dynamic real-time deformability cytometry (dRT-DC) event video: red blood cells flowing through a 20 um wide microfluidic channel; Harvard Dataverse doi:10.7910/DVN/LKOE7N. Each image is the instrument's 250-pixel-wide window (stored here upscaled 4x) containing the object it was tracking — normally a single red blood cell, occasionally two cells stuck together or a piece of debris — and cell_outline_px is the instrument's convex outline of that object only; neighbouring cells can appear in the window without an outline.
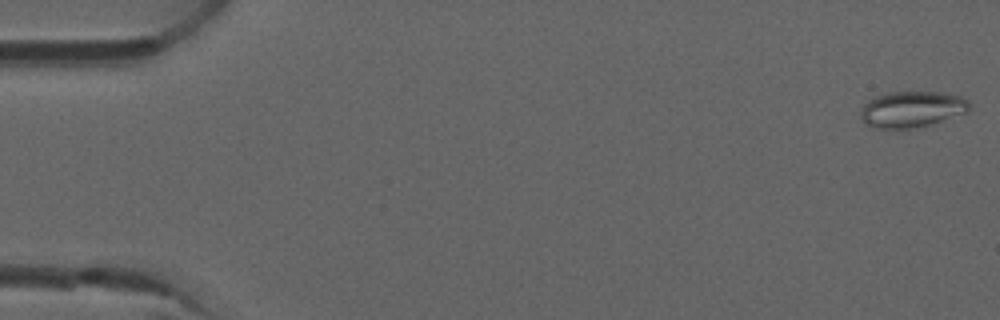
{"species": "common noctule bat (a hibernating species)", "species_latin": "Nyctalus noctula", "temperature_condition": "room temperature", "stored_images_in_passage": 5, "camera_frame_rate_fps": 3000, "um_per_image_px": 0.085, "animal": {"sex": "male", "forearm_length_mm": 52.5}, "frame": {"image": 1, "passage_image": 1, "time_ms": 0.0, "image_size_px": [1000, 320], "cell_outline_px": [[968, 112], [928, 124], [912, 128], [876, 128], [864, 124], [860, 120], [860, 112], [864, 104], [868, 100], [876, 96], [888, 92], [944, 92], [960, 96], [968, 100]], "centroid_in_image_um": [77.45, 9.28], "position_along_channel_um": 7.5, "area_um2": 22.77}}
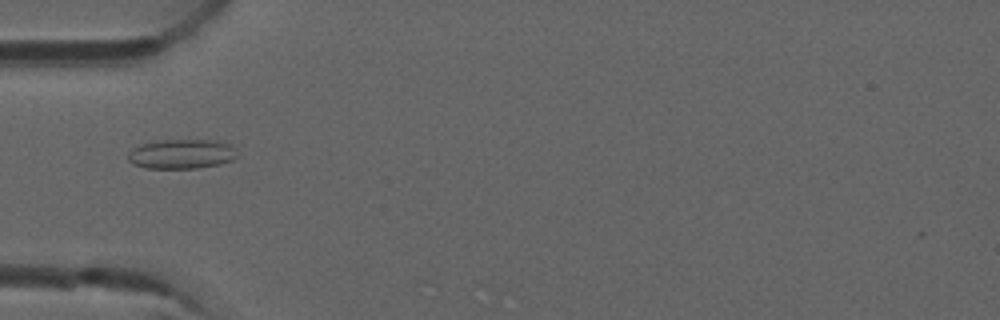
{"frame": {"image": 2, "passage_image": 5, "time_ms": 1.333, "image_size_px": [1000, 320], "cell_outline_px": [[236, 156], [232, 160], [220, 164], [196, 168], [144, 168], [132, 164], [128, 160], [128, 152], [132, 148], [140, 144], [160, 140], [224, 140], [232, 144], [236, 148]], "centroid_in_image_um": [15.45, 13.08], "position_along_channel_um": 69.6, "area_um2": 19.13}}